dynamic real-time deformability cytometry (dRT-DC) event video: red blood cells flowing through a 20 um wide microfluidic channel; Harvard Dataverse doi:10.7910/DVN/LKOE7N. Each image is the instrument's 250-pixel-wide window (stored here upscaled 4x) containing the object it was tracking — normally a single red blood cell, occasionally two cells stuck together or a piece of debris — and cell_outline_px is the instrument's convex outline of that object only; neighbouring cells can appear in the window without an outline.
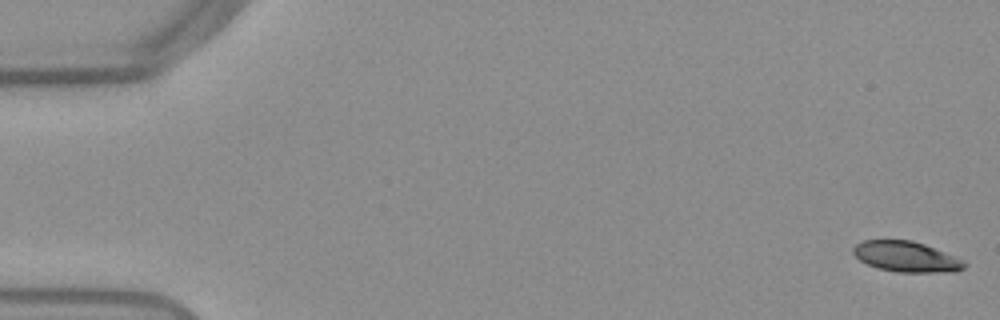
{"species": "Egyptian fruit bat (a non-hibernating species)", "species_latin": "Rousettus aegyptiacus", "temperature_condition": "warm", "stored_images_in_passage": 53, "camera_frame_rate_fps": 3000, "um_per_image_px": 0.085, "frame": {"image": 1, "passage_image": 1, "time_ms": 0.0, "image_size_px": [1000, 320], "cell_outline_px": [[968, 264], [964, 268], [956, 272], [896, 272], [876, 268], [860, 260], [852, 252], [852, 248], [856, 244], [864, 240], [912, 240], [924, 244], [956, 256], [964, 260]], "centroid_in_image_um": [77.06, 21.82], "position_along_channel_um": 7.9, "area_um2": 19.94}}
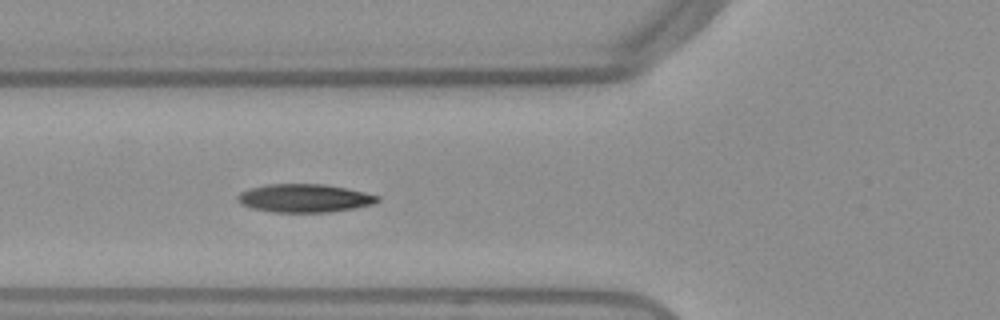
{"frame": {"image": 2, "passage_image": 20, "time_ms": 6.333, "image_size_px": [1000, 320], "cell_outline_px": [[380, 200], [372, 204], [352, 208], [328, 212], [272, 212], [252, 208], [240, 204], [236, 200], [236, 196], [240, 192], [264, 184], [324, 184], [348, 188], [380, 196]], "centroid_in_image_um": [25.85, 16.84], "position_along_channel_um": 100.0, "area_um2": 23.06}}
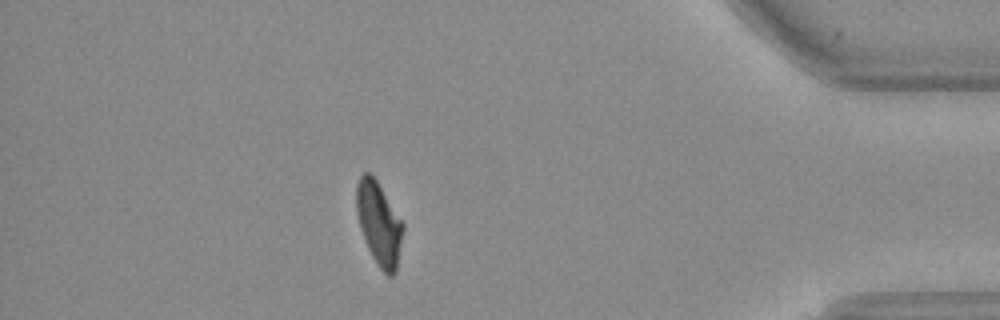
{"frame": {"image": 3, "passage_image": 47, "time_ms": 15.333, "image_size_px": [1000, 320], "cell_outline_px": [[404, 228], [396, 272], [392, 276], [388, 276], [380, 268], [372, 256], [368, 248], [360, 228], [356, 212], [356, 184], [360, 176], [364, 172], [368, 172], [376, 180], [404, 224]], "centroid_in_image_um": [32.21, 19.01], "position_along_channel_um": 403.0, "area_um2": 22.37}, "authors_computed_cell_mechanics": {"area_um2": 22.3686, "velocity_mm_per_s": 3.844, "shape_relaxation_time_tau1_ms": 6.037, "shape_relaxation_time_tau2_ms": 4.3381, "deformation_change_tau1": 0.1906, "deformation_change_tau2": 0.1108}}